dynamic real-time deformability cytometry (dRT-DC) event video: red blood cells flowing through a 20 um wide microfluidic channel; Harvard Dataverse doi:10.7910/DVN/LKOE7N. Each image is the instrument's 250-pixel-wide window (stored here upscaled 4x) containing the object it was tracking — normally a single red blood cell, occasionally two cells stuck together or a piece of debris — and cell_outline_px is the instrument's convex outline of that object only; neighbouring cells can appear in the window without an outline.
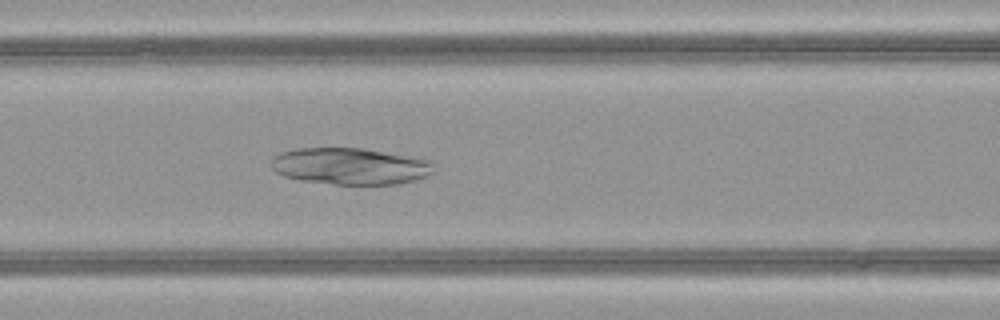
{"species": "common noctule bat (a hibernating species)", "species_latin": "Nyctalus noctula", "temperature_condition": "warm", "stored_images_in_passage": 51, "camera_frame_rate_fps": 3000, "um_per_image_px": 0.085, "animal": {"sex": "female", "body_mass_g": 21.9}, "frame": {"image": 1, "passage_image": 21, "time_ms": 6.667, "image_size_px": [1000, 320], "cell_outline_px": [[432, 172], [416, 180], [400, 184], [332, 184], [300, 180], [284, 176], [276, 172], [272, 168], [272, 156], [280, 152], [296, 148], [364, 148], [416, 156], [428, 160], [432, 164]], "centroid_in_image_um": [29.76, 14.11], "position_along_channel_um": 136.8, "area_um2": 34.97}}
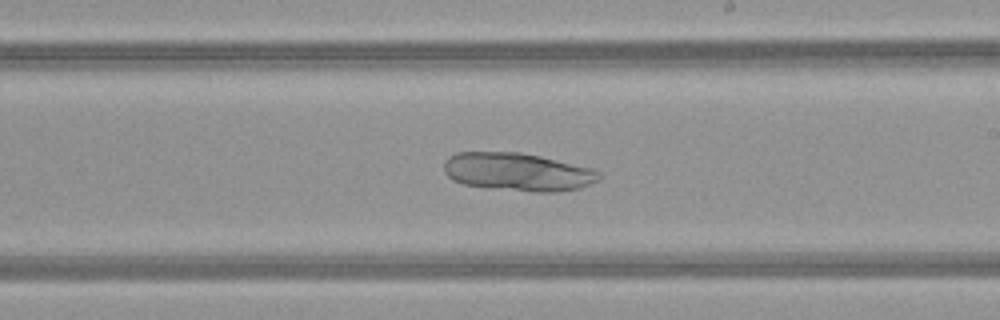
{"frame": {"image": 2, "passage_image": 29, "time_ms": 9.333, "image_size_px": [1000, 320], "cell_outline_px": [[600, 180], [580, 188], [560, 192], [536, 192], [488, 188], [464, 184], [452, 180], [444, 172], [444, 160], [448, 156], [456, 152], [520, 152], [540, 156], [592, 168], [600, 172]], "centroid_in_image_um": [44.0, 14.62], "position_along_channel_um": 245.0, "area_um2": 34.74}}
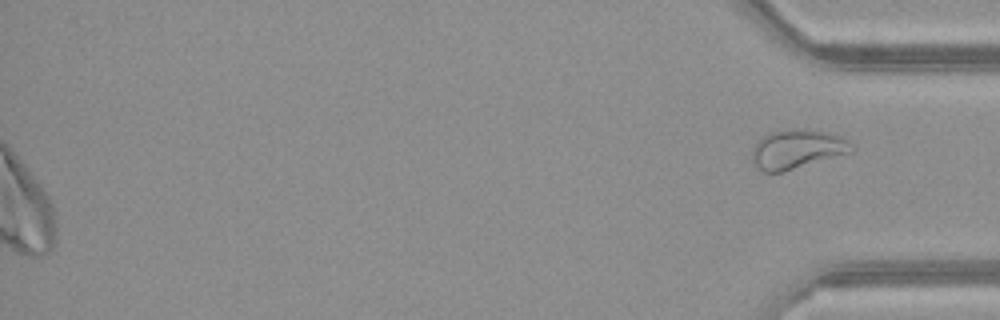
{"frame": {"image": 3, "passage_image": 51, "time_ms": 16.667, "image_size_px": [1000, 320], "cell_outline_px": [[856, 148], [852, 152], [784, 172], [764, 172], [752, 160], [752, 148], [756, 140], [760, 136], [768, 132], [820, 132], [840, 136], [848, 140]], "centroid_in_image_um": [67.73, 12.73], "position_along_channel_um": 367.5, "area_um2": 22.02}}